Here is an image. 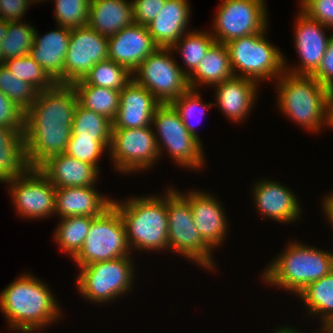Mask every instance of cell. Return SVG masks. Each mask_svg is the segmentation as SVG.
<instances>
[{"label": "cell", "instance_id": "bcb514c9", "mask_svg": "<svg viewBox=\"0 0 333 333\" xmlns=\"http://www.w3.org/2000/svg\"><path fill=\"white\" fill-rule=\"evenodd\" d=\"M312 76L330 91L333 90V33L321 64Z\"/></svg>", "mask_w": 333, "mask_h": 333}, {"label": "cell", "instance_id": "7dc6e473", "mask_svg": "<svg viewBox=\"0 0 333 333\" xmlns=\"http://www.w3.org/2000/svg\"><path fill=\"white\" fill-rule=\"evenodd\" d=\"M325 124L333 128V90L330 91L326 101Z\"/></svg>", "mask_w": 333, "mask_h": 333}, {"label": "cell", "instance_id": "836d02e7", "mask_svg": "<svg viewBox=\"0 0 333 333\" xmlns=\"http://www.w3.org/2000/svg\"><path fill=\"white\" fill-rule=\"evenodd\" d=\"M112 121L83 107L79 102L74 113L71 137L111 139Z\"/></svg>", "mask_w": 333, "mask_h": 333}, {"label": "cell", "instance_id": "d4e9b609", "mask_svg": "<svg viewBox=\"0 0 333 333\" xmlns=\"http://www.w3.org/2000/svg\"><path fill=\"white\" fill-rule=\"evenodd\" d=\"M190 12L188 0H166L156 18L146 25L154 43L171 48L187 32Z\"/></svg>", "mask_w": 333, "mask_h": 333}, {"label": "cell", "instance_id": "74e56055", "mask_svg": "<svg viewBox=\"0 0 333 333\" xmlns=\"http://www.w3.org/2000/svg\"><path fill=\"white\" fill-rule=\"evenodd\" d=\"M0 91L26 112L35 102L39 91L14 76L4 64L0 65Z\"/></svg>", "mask_w": 333, "mask_h": 333}, {"label": "cell", "instance_id": "30bf717a", "mask_svg": "<svg viewBox=\"0 0 333 333\" xmlns=\"http://www.w3.org/2000/svg\"><path fill=\"white\" fill-rule=\"evenodd\" d=\"M171 48L158 47L132 73L133 79L160 103H171L190 88L188 76L172 57ZM137 74V75H136Z\"/></svg>", "mask_w": 333, "mask_h": 333}, {"label": "cell", "instance_id": "2e32d148", "mask_svg": "<svg viewBox=\"0 0 333 333\" xmlns=\"http://www.w3.org/2000/svg\"><path fill=\"white\" fill-rule=\"evenodd\" d=\"M78 102L73 85L56 83L50 89L39 91L35 102L24 114V124L72 125Z\"/></svg>", "mask_w": 333, "mask_h": 333}, {"label": "cell", "instance_id": "7402d4cb", "mask_svg": "<svg viewBox=\"0 0 333 333\" xmlns=\"http://www.w3.org/2000/svg\"><path fill=\"white\" fill-rule=\"evenodd\" d=\"M39 36L35 31L30 56L59 84H64V61L70 41V28L58 26ZM58 29V30H57Z\"/></svg>", "mask_w": 333, "mask_h": 333}, {"label": "cell", "instance_id": "f6af8a7d", "mask_svg": "<svg viewBox=\"0 0 333 333\" xmlns=\"http://www.w3.org/2000/svg\"><path fill=\"white\" fill-rule=\"evenodd\" d=\"M33 0H0V20L22 21Z\"/></svg>", "mask_w": 333, "mask_h": 333}, {"label": "cell", "instance_id": "4fadbf2b", "mask_svg": "<svg viewBox=\"0 0 333 333\" xmlns=\"http://www.w3.org/2000/svg\"><path fill=\"white\" fill-rule=\"evenodd\" d=\"M6 184L17 214L22 218H47L55 214L56 187L39 171L30 169L25 175Z\"/></svg>", "mask_w": 333, "mask_h": 333}, {"label": "cell", "instance_id": "d590c367", "mask_svg": "<svg viewBox=\"0 0 333 333\" xmlns=\"http://www.w3.org/2000/svg\"><path fill=\"white\" fill-rule=\"evenodd\" d=\"M36 29L22 21H8V31L2 40L3 61L30 54Z\"/></svg>", "mask_w": 333, "mask_h": 333}, {"label": "cell", "instance_id": "ffe728a7", "mask_svg": "<svg viewBox=\"0 0 333 333\" xmlns=\"http://www.w3.org/2000/svg\"><path fill=\"white\" fill-rule=\"evenodd\" d=\"M160 102L144 86L132 79L120 91V104L112 129H132L151 126Z\"/></svg>", "mask_w": 333, "mask_h": 333}, {"label": "cell", "instance_id": "cb8c5ba5", "mask_svg": "<svg viewBox=\"0 0 333 333\" xmlns=\"http://www.w3.org/2000/svg\"><path fill=\"white\" fill-rule=\"evenodd\" d=\"M216 104L234 122L246 119L256 100L258 83L245 77L233 76L215 86Z\"/></svg>", "mask_w": 333, "mask_h": 333}, {"label": "cell", "instance_id": "f35d334b", "mask_svg": "<svg viewBox=\"0 0 333 333\" xmlns=\"http://www.w3.org/2000/svg\"><path fill=\"white\" fill-rule=\"evenodd\" d=\"M55 19L59 26L78 28L87 26L90 0H55Z\"/></svg>", "mask_w": 333, "mask_h": 333}, {"label": "cell", "instance_id": "e0dca14e", "mask_svg": "<svg viewBox=\"0 0 333 333\" xmlns=\"http://www.w3.org/2000/svg\"><path fill=\"white\" fill-rule=\"evenodd\" d=\"M23 135L31 169H38L49 158L65 153L72 125L24 124Z\"/></svg>", "mask_w": 333, "mask_h": 333}, {"label": "cell", "instance_id": "83f0119b", "mask_svg": "<svg viewBox=\"0 0 333 333\" xmlns=\"http://www.w3.org/2000/svg\"><path fill=\"white\" fill-rule=\"evenodd\" d=\"M23 132L0 126V183L10 182L31 169Z\"/></svg>", "mask_w": 333, "mask_h": 333}, {"label": "cell", "instance_id": "8d00e7d4", "mask_svg": "<svg viewBox=\"0 0 333 333\" xmlns=\"http://www.w3.org/2000/svg\"><path fill=\"white\" fill-rule=\"evenodd\" d=\"M3 64L14 76L33 85L38 91L50 89L56 84L30 55L5 60Z\"/></svg>", "mask_w": 333, "mask_h": 333}, {"label": "cell", "instance_id": "f5cc1de1", "mask_svg": "<svg viewBox=\"0 0 333 333\" xmlns=\"http://www.w3.org/2000/svg\"><path fill=\"white\" fill-rule=\"evenodd\" d=\"M33 1H34V4H35V3L39 2V1L41 2V1H43V0H33ZM44 1H45V0H44Z\"/></svg>", "mask_w": 333, "mask_h": 333}, {"label": "cell", "instance_id": "1f68e13d", "mask_svg": "<svg viewBox=\"0 0 333 333\" xmlns=\"http://www.w3.org/2000/svg\"><path fill=\"white\" fill-rule=\"evenodd\" d=\"M95 217L91 216H68L60 218L56 230L55 241L59 244L62 251L68 253L73 259L82 249L91 222Z\"/></svg>", "mask_w": 333, "mask_h": 333}, {"label": "cell", "instance_id": "4316f807", "mask_svg": "<svg viewBox=\"0 0 333 333\" xmlns=\"http://www.w3.org/2000/svg\"><path fill=\"white\" fill-rule=\"evenodd\" d=\"M134 23L132 1L90 0L87 25L107 38Z\"/></svg>", "mask_w": 333, "mask_h": 333}, {"label": "cell", "instance_id": "4dcf8cb0", "mask_svg": "<svg viewBox=\"0 0 333 333\" xmlns=\"http://www.w3.org/2000/svg\"><path fill=\"white\" fill-rule=\"evenodd\" d=\"M298 296L307 306L310 315L321 317L322 324L333 320V270L321 279L308 284Z\"/></svg>", "mask_w": 333, "mask_h": 333}, {"label": "cell", "instance_id": "44dd1931", "mask_svg": "<svg viewBox=\"0 0 333 333\" xmlns=\"http://www.w3.org/2000/svg\"><path fill=\"white\" fill-rule=\"evenodd\" d=\"M253 188V198L257 211L278 222H295L301 214L300 204L295 194L277 181L260 180Z\"/></svg>", "mask_w": 333, "mask_h": 333}, {"label": "cell", "instance_id": "f907efd6", "mask_svg": "<svg viewBox=\"0 0 333 333\" xmlns=\"http://www.w3.org/2000/svg\"><path fill=\"white\" fill-rule=\"evenodd\" d=\"M273 333H302V331H298L291 326H280V328L276 329Z\"/></svg>", "mask_w": 333, "mask_h": 333}, {"label": "cell", "instance_id": "b9f144b4", "mask_svg": "<svg viewBox=\"0 0 333 333\" xmlns=\"http://www.w3.org/2000/svg\"><path fill=\"white\" fill-rule=\"evenodd\" d=\"M300 5L309 18L333 29V0H300Z\"/></svg>", "mask_w": 333, "mask_h": 333}, {"label": "cell", "instance_id": "7a4b0ae2", "mask_svg": "<svg viewBox=\"0 0 333 333\" xmlns=\"http://www.w3.org/2000/svg\"><path fill=\"white\" fill-rule=\"evenodd\" d=\"M123 221L130 251L169 250L166 194L112 202Z\"/></svg>", "mask_w": 333, "mask_h": 333}, {"label": "cell", "instance_id": "f1b7e54d", "mask_svg": "<svg viewBox=\"0 0 333 333\" xmlns=\"http://www.w3.org/2000/svg\"><path fill=\"white\" fill-rule=\"evenodd\" d=\"M233 76L226 44L215 42L196 70L188 77V81L190 88L198 90V85L215 86Z\"/></svg>", "mask_w": 333, "mask_h": 333}, {"label": "cell", "instance_id": "f546056e", "mask_svg": "<svg viewBox=\"0 0 333 333\" xmlns=\"http://www.w3.org/2000/svg\"><path fill=\"white\" fill-rule=\"evenodd\" d=\"M79 103L111 121L116 117L120 104V91L110 88L88 85L83 80L73 84Z\"/></svg>", "mask_w": 333, "mask_h": 333}, {"label": "cell", "instance_id": "9c48e42d", "mask_svg": "<svg viewBox=\"0 0 333 333\" xmlns=\"http://www.w3.org/2000/svg\"><path fill=\"white\" fill-rule=\"evenodd\" d=\"M126 232L119 211L112 205L95 217L82 249L73 258L78 267L129 256Z\"/></svg>", "mask_w": 333, "mask_h": 333}, {"label": "cell", "instance_id": "ac0fdd59", "mask_svg": "<svg viewBox=\"0 0 333 333\" xmlns=\"http://www.w3.org/2000/svg\"><path fill=\"white\" fill-rule=\"evenodd\" d=\"M157 48L147 27L133 23L108 38V59L133 73Z\"/></svg>", "mask_w": 333, "mask_h": 333}, {"label": "cell", "instance_id": "ee69618b", "mask_svg": "<svg viewBox=\"0 0 333 333\" xmlns=\"http://www.w3.org/2000/svg\"><path fill=\"white\" fill-rule=\"evenodd\" d=\"M166 0H132L134 23L146 26L156 18Z\"/></svg>", "mask_w": 333, "mask_h": 333}, {"label": "cell", "instance_id": "6da1fadb", "mask_svg": "<svg viewBox=\"0 0 333 333\" xmlns=\"http://www.w3.org/2000/svg\"><path fill=\"white\" fill-rule=\"evenodd\" d=\"M58 304L47 284L26 273L0 293V309L8 319L7 324L12 330L26 333L60 319Z\"/></svg>", "mask_w": 333, "mask_h": 333}, {"label": "cell", "instance_id": "3957f363", "mask_svg": "<svg viewBox=\"0 0 333 333\" xmlns=\"http://www.w3.org/2000/svg\"><path fill=\"white\" fill-rule=\"evenodd\" d=\"M333 270V253L290 242L263 273V280L272 286L298 295L308 284L321 279Z\"/></svg>", "mask_w": 333, "mask_h": 333}, {"label": "cell", "instance_id": "816d5d0a", "mask_svg": "<svg viewBox=\"0 0 333 333\" xmlns=\"http://www.w3.org/2000/svg\"><path fill=\"white\" fill-rule=\"evenodd\" d=\"M321 326H322L321 327L322 329L319 330V332L322 331L321 333H333V320H330L324 324H321Z\"/></svg>", "mask_w": 333, "mask_h": 333}, {"label": "cell", "instance_id": "ab89813d", "mask_svg": "<svg viewBox=\"0 0 333 333\" xmlns=\"http://www.w3.org/2000/svg\"><path fill=\"white\" fill-rule=\"evenodd\" d=\"M110 144L111 139L70 137L65 153L82 162H88L99 170V158L105 150L108 151Z\"/></svg>", "mask_w": 333, "mask_h": 333}, {"label": "cell", "instance_id": "d6986e66", "mask_svg": "<svg viewBox=\"0 0 333 333\" xmlns=\"http://www.w3.org/2000/svg\"><path fill=\"white\" fill-rule=\"evenodd\" d=\"M189 202L194 224L202 240L213 250L224 241L228 228L225 211L214 196L202 191L182 194ZM225 235V236H224Z\"/></svg>", "mask_w": 333, "mask_h": 333}, {"label": "cell", "instance_id": "7c38bea8", "mask_svg": "<svg viewBox=\"0 0 333 333\" xmlns=\"http://www.w3.org/2000/svg\"><path fill=\"white\" fill-rule=\"evenodd\" d=\"M108 153L115 169L123 174L148 170L159 158L153 126L112 129Z\"/></svg>", "mask_w": 333, "mask_h": 333}, {"label": "cell", "instance_id": "277c9868", "mask_svg": "<svg viewBox=\"0 0 333 333\" xmlns=\"http://www.w3.org/2000/svg\"><path fill=\"white\" fill-rule=\"evenodd\" d=\"M277 80L278 109L282 110V114H287L308 131H321L326 126V101L330 90L308 75L285 71Z\"/></svg>", "mask_w": 333, "mask_h": 333}, {"label": "cell", "instance_id": "8992f818", "mask_svg": "<svg viewBox=\"0 0 333 333\" xmlns=\"http://www.w3.org/2000/svg\"><path fill=\"white\" fill-rule=\"evenodd\" d=\"M166 191L169 249L214 270L213 250L202 240L194 224L190 202L177 189Z\"/></svg>", "mask_w": 333, "mask_h": 333}, {"label": "cell", "instance_id": "c3c4849f", "mask_svg": "<svg viewBox=\"0 0 333 333\" xmlns=\"http://www.w3.org/2000/svg\"><path fill=\"white\" fill-rule=\"evenodd\" d=\"M322 202H324L322 205V209L328 217L329 222L332 223L331 226L333 227V193H331L330 196H326Z\"/></svg>", "mask_w": 333, "mask_h": 333}, {"label": "cell", "instance_id": "5bb4252c", "mask_svg": "<svg viewBox=\"0 0 333 333\" xmlns=\"http://www.w3.org/2000/svg\"><path fill=\"white\" fill-rule=\"evenodd\" d=\"M108 59V38L91 27L71 29L70 41L64 61V84L73 85L83 80L90 69Z\"/></svg>", "mask_w": 333, "mask_h": 333}, {"label": "cell", "instance_id": "9a60e30c", "mask_svg": "<svg viewBox=\"0 0 333 333\" xmlns=\"http://www.w3.org/2000/svg\"><path fill=\"white\" fill-rule=\"evenodd\" d=\"M296 20L295 38L293 39L301 61L300 65L294 68H288L286 61H284V69L294 75L312 76L321 64L332 34L329 37L326 36L324 28H330L309 18L302 11H300Z\"/></svg>", "mask_w": 333, "mask_h": 333}, {"label": "cell", "instance_id": "7bdbcfd3", "mask_svg": "<svg viewBox=\"0 0 333 333\" xmlns=\"http://www.w3.org/2000/svg\"><path fill=\"white\" fill-rule=\"evenodd\" d=\"M24 114V111L0 91V126L24 130Z\"/></svg>", "mask_w": 333, "mask_h": 333}, {"label": "cell", "instance_id": "60d3db41", "mask_svg": "<svg viewBox=\"0 0 333 333\" xmlns=\"http://www.w3.org/2000/svg\"><path fill=\"white\" fill-rule=\"evenodd\" d=\"M202 102L203 101L200 94L194 88H189L181 96L171 102L172 106L178 112L185 128L192 136L197 138L199 141V135H197L195 126L193 125V123H191L192 121H190V119L192 116L194 118L196 114H199V118H201V115H204L206 109L213 105V103L203 104Z\"/></svg>", "mask_w": 333, "mask_h": 333}, {"label": "cell", "instance_id": "8fae6325", "mask_svg": "<svg viewBox=\"0 0 333 333\" xmlns=\"http://www.w3.org/2000/svg\"><path fill=\"white\" fill-rule=\"evenodd\" d=\"M264 0H222L213 23L216 42L226 44L232 39L261 33L267 28Z\"/></svg>", "mask_w": 333, "mask_h": 333}, {"label": "cell", "instance_id": "d6a6232c", "mask_svg": "<svg viewBox=\"0 0 333 333\" xmlns=\"http://www.w3.org/2000/svg\"><path fill=\"white\" fill-rule=\"evenodd\" d=\"M216 42L209 31L186 32L172 47L174 51L181 52L184 65L187 66L183 72L189 77L198 67L209 48Z\"/></svg>", "mask_w": 333, "mask_h": 333}, {"label": "cell", "instance_id": "52a82bcc", "mask_svg": "<svg viewBox=\"0 0 333 333\" xmlns=\"http://www.w3.org/2000/svg\"><path fill=\"white\" fill-rule=\"evenodd\" d=\"M151 125L157 130L154 135L159 157L162 150L167 149L177 165L189 170L203 168L205 159L202 142L188 132L171 103H160L156 107Z\"/></svg>", "mask_w": 333, "mask_h": 333}, {"label": "cell", "instance_id": "ba28073f", "mask_svg": "<svg viewBox=\"0 0 333 333\" xmlns=\"http://www.w3.org/2000/svg\"><path fill=\"white\" fill-rule=\"evenodd\" d=\"M130 256L79 267L77 289L91 302L107 303L129 292L134 280Z\"/></svg>", "mask_w": 333, "mask_h": 333}, {"label": "cell", "instance_id": "681fc988", "mask_svg": "<svg viewBox=\"0 0 333 333\" xmlns=\"http://www.w3.org/2000/svg\"><path fill=\"white\" fill-rule=\"evenodd\" d=\"M8 31V21L0 20V65L3 64L2 40Z\"/></svg>", "mask_w": 333, "mask_h": 333}, {"label": "cell", "instance_id": "5b68a950", "mask_svg": "<svg viewBox=\"0 0 333 333\" xmlns=\"http://www.w3.org/2000/svg\"><path fill=\"white\" fill-rule=\"evenodd\" d=\"M267 29L226 43L234 76L258 83L274 78L277 80L285 72V57L266 39Z\"/></svg>", "mask_w": 333, "mask_h": 333}, {"label": "cell", "instance_id": "484cf974", "mask_svg": "<svg viewBox=\"0 0 333 333\" xmlns=\"http://www.w3.org/2000/svg\"><path fill=\"white\" fill-rule=\"evenodd\" d=\"M90 187L56 188L55 214L68 216L99 217L112 206V199L105 198Z\"/></svg>", "mask_w": 333, "mask_h": 333}, {"label": "cell", "instance_id": "e575fe53", "mask_svg": "<svg viewBox=\"0 0 333 333\" xmlns=\"http://www.w3.org/2000/svg\"><path fill=\"white\" fill-rule=\"evenodd\" d=\"M132 79L133 74L126 67L106 59L96 63L83 81L88 85L121 91Z\"/></svg>", "mask_w": 333, "mask_h": 333}, {"label": "cell", "instance_id": "603a6c76", "mask_svg": "<svg viewBox=\"0 0 333 333\" xmlns=\"http://www.w3.org/2000/svg\"><path fill=\"white\" fill-rule=\"evenodd\" d=\"M38 169L56 188L94 186L99 175L94 165L66 153L49 158Z\"/></svg>", "mask_w": 333, "mask_h": 333}]
</instances>
